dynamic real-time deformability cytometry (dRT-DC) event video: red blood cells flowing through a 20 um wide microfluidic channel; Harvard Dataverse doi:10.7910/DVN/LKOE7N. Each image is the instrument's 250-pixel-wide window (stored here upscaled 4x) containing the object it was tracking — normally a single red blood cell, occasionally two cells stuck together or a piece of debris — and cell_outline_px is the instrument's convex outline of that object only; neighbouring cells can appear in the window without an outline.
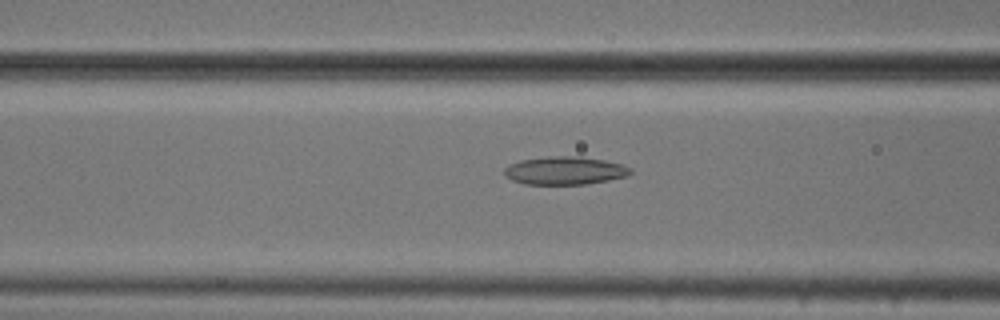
{"species": "common noctule bat (a hibernating species)", "species_latin": "Nyctalus noctula", "temperature_condition": "cold", "stored_images_in_passage": 13, "camera_frame_rate_fps": 3000, "um_per_image_px": 0.085, "animal": {"sex": "male", "body_mass_g": 20.5, "forearm_length_mm": 52.5}, "frame": {"image": 1, "passage_image": 11, "time_ms": 3.333, "image_size_px": [1000, 320], "cell_outline_px": [[632, 172], [628, 176], [588, 184], [524, 184], [512, 180], [504, 176], [504, 168], [508, 164], [520, 160], [548, 156], [580, 156], [604, 160], [624, 164], [632, 168]], "centroid_in_image_um": [48.01, 14.49], "position_along_channel_um": 118.6, "area_um2": 20.92}}